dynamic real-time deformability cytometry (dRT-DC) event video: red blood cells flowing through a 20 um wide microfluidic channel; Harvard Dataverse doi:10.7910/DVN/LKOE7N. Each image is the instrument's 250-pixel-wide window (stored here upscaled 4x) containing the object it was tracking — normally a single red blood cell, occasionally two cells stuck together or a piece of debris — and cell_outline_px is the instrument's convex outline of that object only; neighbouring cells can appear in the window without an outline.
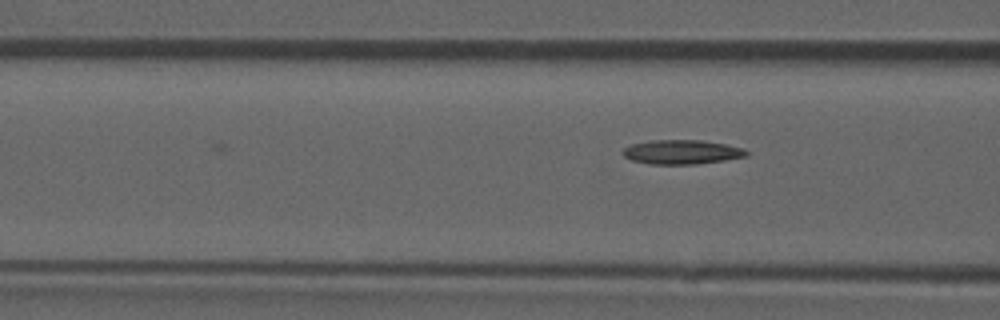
{"species": "common noctule bat (a hibernating species)", "species_latin": "Nyctalus noctula", "temperature_condition": "room temperature", "stored_images_in_passage": 3, "camera_frame_rate_fps": 3000, "um_per_image_px": 0.085, "animal": {"sex": "male", "forearm_length_mm": 52.5}, "frame": {"image": 1, "passage_image": 3, "time_ms": 0.667, "image_size_px": [1000, 320], "cell_outline_px": [[748, 156], [724, 160], [696, 164], [648, 164], [632, 160], [624, 156], [620, 152], [624, 148], [632, 144], [652, 140], [700, 140], [724, 144], [744, 148], [748, 152]], "centroid_in_image_um": [57.93, 12.92], "position_along_channel_um": 108.7, "area_um2": 17.46}}